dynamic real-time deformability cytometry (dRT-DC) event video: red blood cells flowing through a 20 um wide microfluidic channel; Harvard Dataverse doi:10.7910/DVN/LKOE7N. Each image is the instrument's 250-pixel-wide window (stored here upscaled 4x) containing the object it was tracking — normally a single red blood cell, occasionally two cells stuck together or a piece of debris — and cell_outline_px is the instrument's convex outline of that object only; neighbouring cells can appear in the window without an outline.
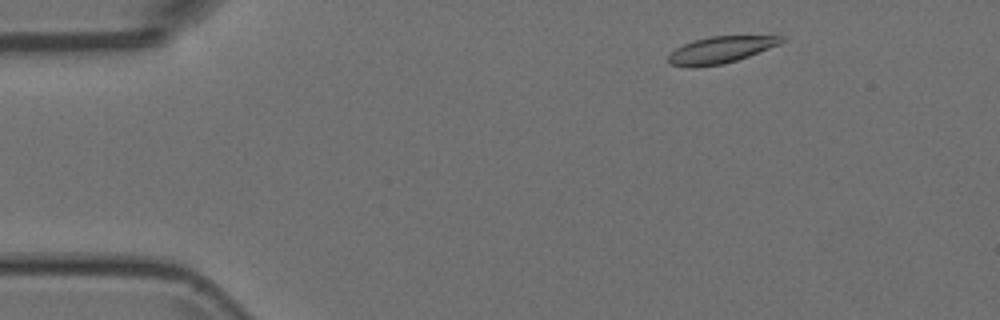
{"species": "Egyptian fruit bat (a non-hibernating species)", "species_latin": "Rousettus aegyptiacus", "temperature_condition": "room temperature", "stored_images_in_passage": 4, "camera_frame_rate_fps": 3000, "um_per_image_px": 0.085, "animal": {"sex": "female"}, "frame": {"image": 1, "passage_image": 2, "time_ms": 0.333, "image_size_px": [1000, 320], "cell_outline_px": [[784, 40], [780, 44], [748, 56], [724, 64], [692, 68], [668, 64], [668, 56], [676, 48], [684, 44], [708, 36], [784, 36]], "centroid_in_image_um": [61.22, 4.25], "position_along_channel_um": 23.8, "area_um2": 17.51}}